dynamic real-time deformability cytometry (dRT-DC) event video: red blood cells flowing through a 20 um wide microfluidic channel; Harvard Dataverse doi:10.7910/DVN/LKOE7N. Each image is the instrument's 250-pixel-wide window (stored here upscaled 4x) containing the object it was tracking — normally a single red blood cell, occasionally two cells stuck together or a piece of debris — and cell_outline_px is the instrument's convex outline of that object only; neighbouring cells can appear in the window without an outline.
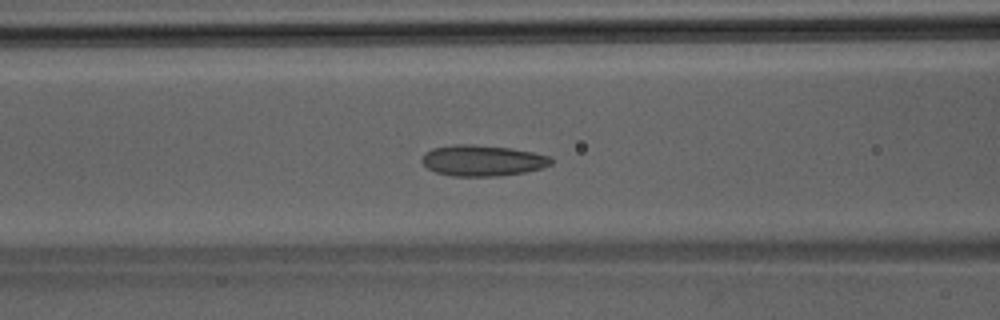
{"species": "Egyptian fruit bat (a non-hibernating species)", "species_latin": "Rousettus aegyptiacus", "temperature_condition": "room temperature", "stored_images_in_passage": 44, "camera_frame_rate_fps": 3000, "um_per_image_px": 0.085, "animal": {"sex": "male"}, "frame": {"image": 1, "passage_image": 18, "time_ms": 5.667, "image_size_px": [1000, 320], "cell_outline_px": [[552, 164], [544, 168], [524, 172], [500, 176], [452, 176], [436, 172], [428, 168], [420, 160], [432, 148], [456, 144], [472, 144], [512, 148], [552, 156]], "centroid_in_image_um": [41.06, 13.64], "position_along_channel_um": 125.5, "area_um2": 23.35}}
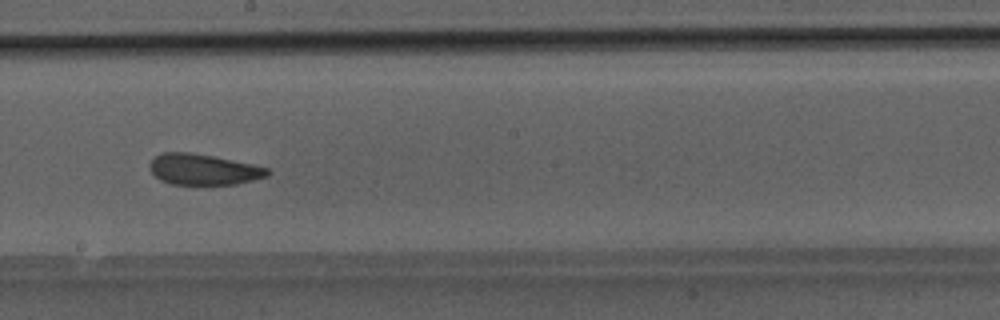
{"frame": {"image": 2, "passage_image": 25, "time_ms": 8.0, "image_size_px": [1000, 320], "cell_outline_px": [[272, 172], [268, 176], [236, 184], [172, 184], [160, 180], [152, 172], [148, 164], [156, 156], [164, 152], [188, 152], [212, 156], [252, 164], [268, 168]], "centroid_in_image_um": [17.3, 14.4], "position_along_channel_um": 230.9, "area_um2": 20.98}}
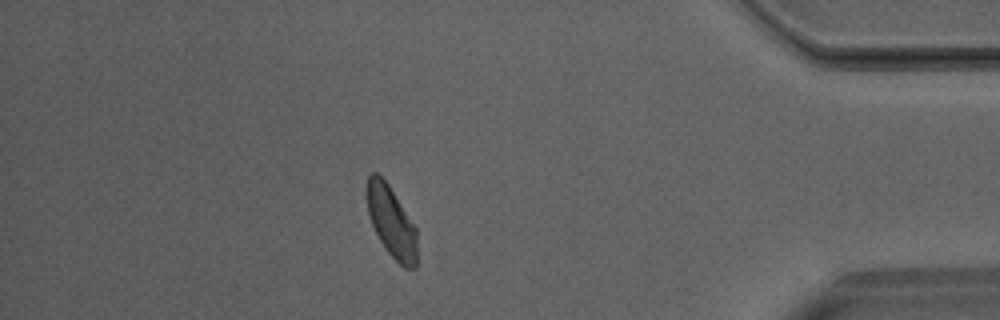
{"frame": {"image": 3, "passage_image": 39, "time_ms": 12.667, "image_size_px": [1000, 320], "cell_outline_px": [[416, 268], [404, 268], [384, 248], [368, 216], [364, 196], [364, 184], [368, 176], [372, 172], [376, 172], [388, 184], [416, 228]], "centroid_in_image_um": [33.2, 18.79], "position_along_channel_um": 402.0, "area_um2": 20.98}}